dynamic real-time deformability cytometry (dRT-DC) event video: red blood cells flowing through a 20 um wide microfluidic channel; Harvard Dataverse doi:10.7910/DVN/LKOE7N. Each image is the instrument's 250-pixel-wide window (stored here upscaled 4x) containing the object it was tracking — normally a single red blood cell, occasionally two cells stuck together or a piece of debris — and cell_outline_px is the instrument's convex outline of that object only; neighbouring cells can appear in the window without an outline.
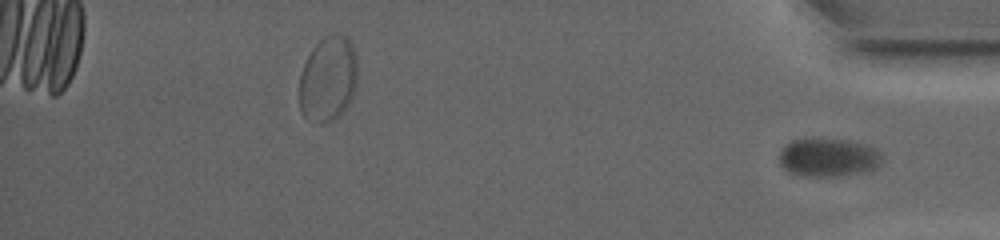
{"species": "common noctule bat (a hibernating species)", "species_latin": "Nyctalus noctula", "temperature_condition": "warm", "stored_images_in_passage": 34, "segment_of_instrument_passage": [2, 2], "camera_frame_rate_fps": 4500, "um_per_image_px": 0.085, "animal": {"sex": "female", "body_mass_g": 19.0, "forearm_length_mm": 53.3}, "frame": {"image": 1, "passage_image": 34, "time_ms": 12.0, "image_size_px": [1000, 240], "cell_outline_px": [[880, 164], [868, 172], [836, 176], [804, 176], [788, 172], [780, 164], [780, 152], [784, 144], [792, 140], [820, 136], [844, 140], [860, 144], [872, 148], [880, 156]], "centroid_in_image_um": [70.32, 13.37], "position_along_channel_um": 364.9, "area_um2": 23.12}}